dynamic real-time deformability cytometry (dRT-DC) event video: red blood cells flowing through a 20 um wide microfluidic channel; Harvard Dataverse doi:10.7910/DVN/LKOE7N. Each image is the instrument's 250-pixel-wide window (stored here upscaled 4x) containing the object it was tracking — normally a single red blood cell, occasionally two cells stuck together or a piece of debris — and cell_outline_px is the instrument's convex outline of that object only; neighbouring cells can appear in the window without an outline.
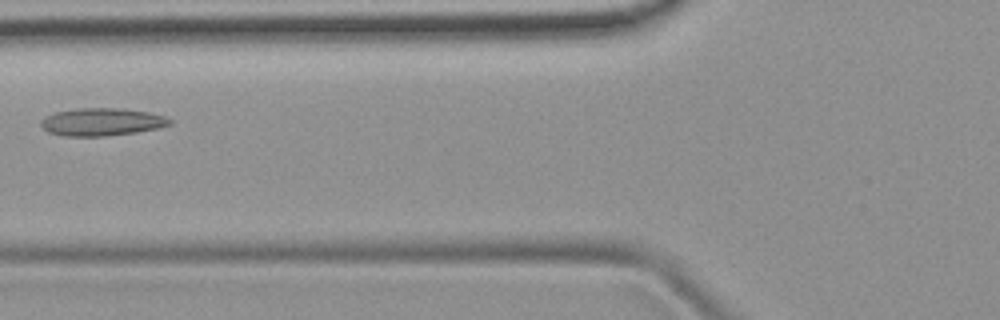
{"species": "common noctule bat (a hibernating species)", "species_latin": "Nyctalus noctula", "temperature_condition": "room temperature", "stored_images_in_passage": 5, "camera_frame_rate_fps": 3000, "um_per_image_px": 0.085, "animal": {"sex": "female", "body_mass_g": 19.9}, "frame": {"image": 1, "passage_image": 4, "time_ms": 3.333, "image_size_px": [1000, 320], "cell_outline_px": [[172, 124], [156, 128], [136, 132], [104, 136], [64, 136], [48, 132], [40, 124], [40, 120], [44, 116], [56, 112], [80, 108], [124, 108], [148, 112], [164, 116], [172, 120]], "centroid_in_image_um": [8.63, 10.36], "position_along_channel_um": 117.2, "area_um2": 20.75}}
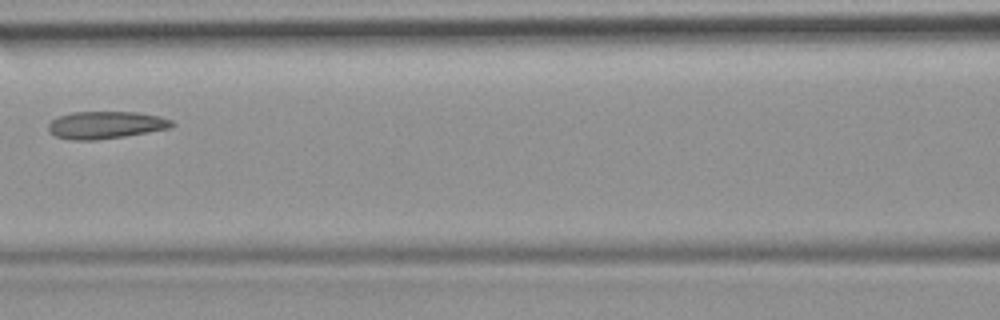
{"frame": {"image": 2, "passage_image": 5, "time_ms": 4.333, "image_size_px": [1000, 320], "cell_outline_px": [[176, 124], [172, 128], [124, 136], [96, 140], [72, 140], [56, 136], [48, 132], [48, 124], [52, 120], [60, 116], [72, 112], [140, 112], [160, 116], [172, 120]], "centroid_in_image_um": [9.02, 10.62], "position_along_channel_um": 157.6, "area_um2": 19.83}}